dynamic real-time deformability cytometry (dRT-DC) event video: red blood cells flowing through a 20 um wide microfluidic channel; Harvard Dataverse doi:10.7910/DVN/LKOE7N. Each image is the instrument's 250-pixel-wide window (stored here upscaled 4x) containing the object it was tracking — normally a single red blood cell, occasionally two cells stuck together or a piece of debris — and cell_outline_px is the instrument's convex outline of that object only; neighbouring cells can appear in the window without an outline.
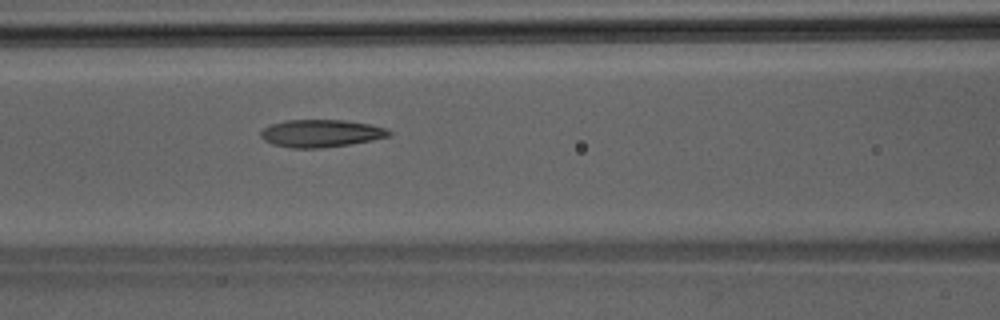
{"species": "Egyptian fruit bat (a non-hibernating species)", "species_latin": "Rousettus aegyptiacus", "temperature_condition": "room temperature", "stored_images_in_passage": 34, "camera_frame_rate_fps": 3000, "um_per_image_px": 0.085, "animal": {"sex": "male"}, "frame": {"image": 1, "passage_image": 10, "time_ms": 3.0, "image_size_px": [1000, 320], "cell_outline_px": [[392, 132], [388, 136], [372, 140], [348, 144], [320, 148], [292, 148], [272, 144], [264, 140], [260, 136], [260, 132], [264, 128], [272, 124], [288, 120], [344, 120], [368, 124], [388, 128]], "centroid_in_image_um": [27.27, 11.33], "position_along_channel_um": 139.3, "area_um2": 20.4}}
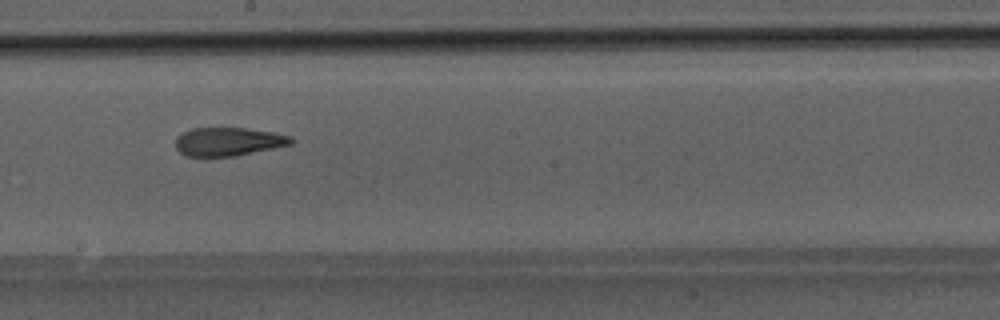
{"frame": {"image": 2, "passage_image": 16, "time_ms": 5.0, "image_size_px": [1000, 320], "cell_outline_px": [[296, 140], [292, 144], [232, 156], [184, 156], [176, 148], [176, 140], [184, 132], [192, 128], [244, 128], [276, 132], [292, 136]], "centroid_in_image_um": [19.45, 12.03], "position_along_channel_um": 228.7, "area_um2": 19.02}}
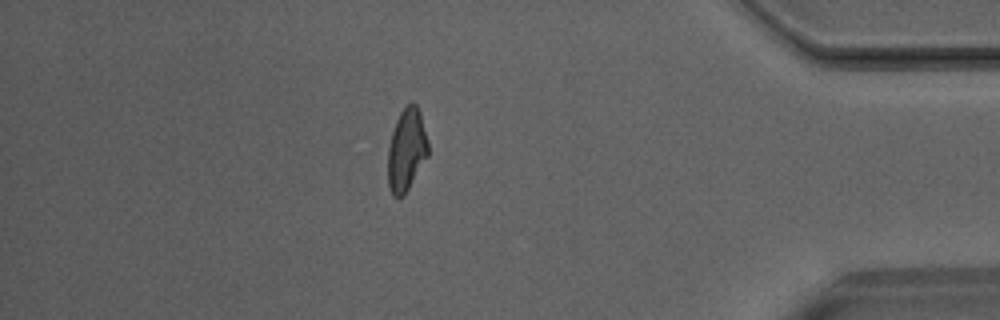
{"frame": {"image": 3, "passage_image": 30, "time_ms": 9.667, "image_size_px": [1000, 320], "cell_outline_px": [[428, 156], [404, 196], [392, 196], [388, 188], [388, 148], [392, 132], [396, 120], [400, 112], [412, 100], [416, 104], [420, 112], [428, 140]], "centroid_in_image_um": [34.55, 12.74], "position_along_channel_um": 400.6, "area_um2": 19.48}}